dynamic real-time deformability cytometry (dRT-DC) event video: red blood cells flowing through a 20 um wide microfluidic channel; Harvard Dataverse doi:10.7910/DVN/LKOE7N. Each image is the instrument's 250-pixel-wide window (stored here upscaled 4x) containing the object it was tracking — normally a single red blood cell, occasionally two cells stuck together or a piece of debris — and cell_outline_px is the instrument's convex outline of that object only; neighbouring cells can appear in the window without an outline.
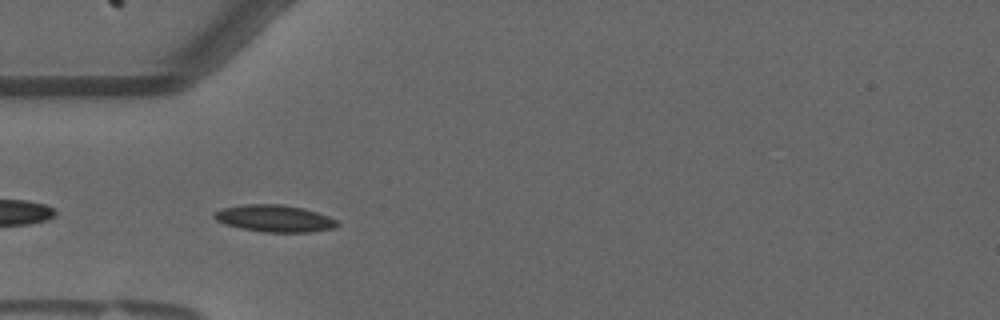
{"species": "common noctule bat (a hibernating species)", "species_latin": "Nyctalus noctula", "temperature_condition": "warm", "stored_images_in_passage": 42, "camera_frame_rate_fps": 3000, "um_per_image_px": 0.085, "animal": {"sex": "male", "forearm_length_mm": 52.5}, "frame": {"image": 1, "passage_image": 2, "time_ms": 0.333, "image_size_px": [1000, 320], "cell_outline_px": [[340, 224], [336, 228], [308, 232], [264, 232], [240, 228], [224, 224], [216, 220], [212, 216], [212, 212], [224, 208], [244, 204], [280, 204], [304, 208], [328, 216], [336, 220]], "centroid_in_image_um": [23.32, 18.57], "position_along_channel_um": 61.7, "area_um2": 19.42}}
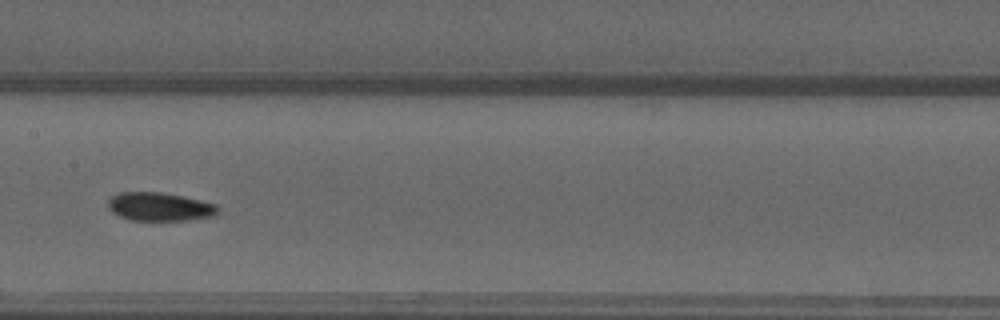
{"frame": {"image": 2, "passage_image": 13, "time_ms": 4.0, "image_size_px": [1000, 320], "cell_outline_px": [[220, 208], [216, 216], [188, 220], [128, 220], [112, 212], [108, 208], [108, 200], [112, 196], [120, 192], [160, 192], [180, 196], [216, 204]], "centroid_in_image_um": [13.57, 17.58], "position_along_channel_um": 193.8, "area_um2": 18.21}}
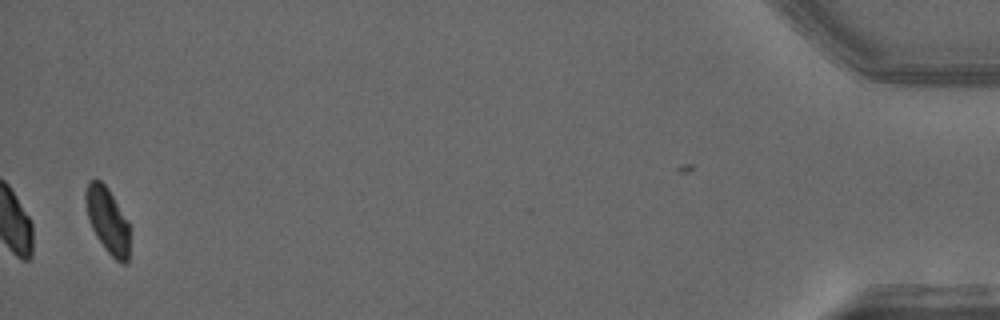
{"frame": {"image": 3, "passage_image": 40, "time_ms": 13.0, "image_size_px": [1000, 320], "cell_outline_px": [[128, 264], [120, 264], [104, 248], [96, 236], [92, 228], [88, 216], [84, 200], [84, 192], [88, 180], [100, 180], [108, 188], [128, 220]], "centroid_in_image_um": [9.12, 18.71], "position_along_channel_um": 426.1, "area_um2": 16.88}, "authors_computed_cell_mechanics": {"area_um2": 18.207, "velocity_mm_per_s": 3.6311, "shape_relaxation_time_tau1_ms": null, "shape_relaxation_time_tau2_ms": 1.629, "deformation_change_tau1": null, "deformation_change_tau2": 0.0518}}